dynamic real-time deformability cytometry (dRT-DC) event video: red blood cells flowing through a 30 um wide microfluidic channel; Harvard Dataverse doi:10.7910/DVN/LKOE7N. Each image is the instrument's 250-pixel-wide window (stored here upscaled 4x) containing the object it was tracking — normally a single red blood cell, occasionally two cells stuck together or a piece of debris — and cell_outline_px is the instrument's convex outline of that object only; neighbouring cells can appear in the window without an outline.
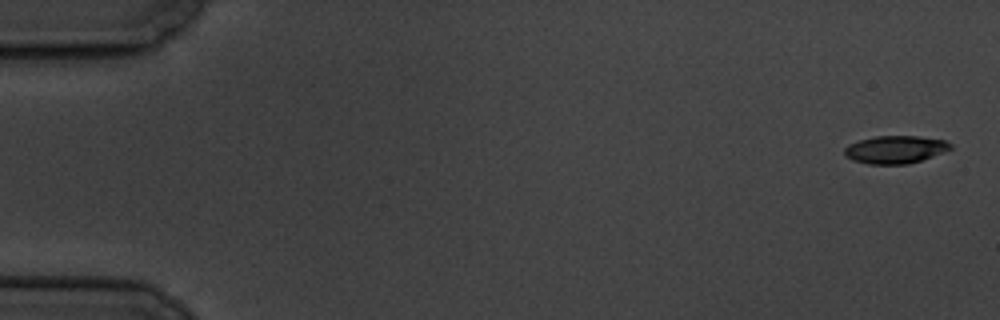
{"species": "common noctule bat (a hibernating species)", "species_latin": "Nyctalus noctula", "temperature_condition": "cold", "stored_images_in_passage": 6, "camera_frame_rate_fps": 3000, "um_per_image_px": 0.085, "animal": {"sex": "male", "body_mass_g": 19.5, "forearm_length_mm": 54.6}, "frame": {"image": 1, "passage_image": 1, "time_ms": 0.0, "image_size_px": [1000, 320], "cell_outline_px": [[952, 148], [932, 156], [908, 164], [868, 164], [852, 160], [844, 156], [844, 148], [848, 144], [860, 140], [876, 136], [920, 136], [944, 140], [952, 144]], "centroid_in_image_um": [76.06, 12.71], "position_along_channel_um": 8.9, "area_um2": 17.11}}
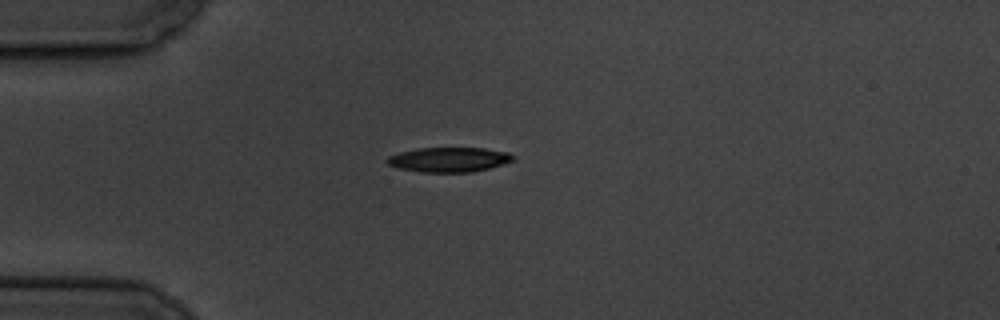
{"frame": {"image": 2, "passage_image": 5, "time_ms": 4.667, "image_size_px": [1000, 320], "cell_outline_px": [[512, 160], [488, 168], [472, 172], [420, 172], [400, 168], [388, 164], [384, 160], [388, 156], [400, 152], [416, 148], [484, 148], [508, 152], [512, 156]], "centroid_in_image_um": [38.09, 13.56], "position_along_channel_um": 46.9, "area_um2": 17.92}}